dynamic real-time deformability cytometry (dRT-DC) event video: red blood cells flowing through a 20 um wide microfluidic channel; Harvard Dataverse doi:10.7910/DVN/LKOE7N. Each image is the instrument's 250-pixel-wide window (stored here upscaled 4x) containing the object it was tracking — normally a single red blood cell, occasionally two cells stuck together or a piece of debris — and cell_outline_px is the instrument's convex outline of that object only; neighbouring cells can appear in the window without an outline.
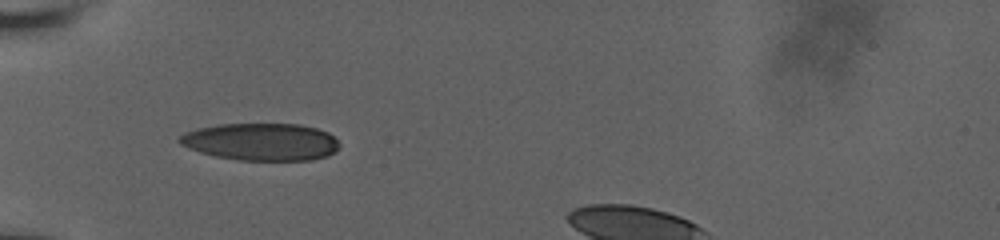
{"species": "human", "species_latin": "Homo sapiens", "temperature_condition": "room temperature", "stored_images_in_passage": 23, "segment_of_instrument_passage": [2, 2], "camera_frame_rate_fps": 3000, "um_per_image_px": 0.085, "donor": {"sex": "male"}, "frame": {"image": 1, "passage_image": 17, "time_ms": 5.667, "image_size_px": [1000, 240], "cell_outline_px": [[340, 148], [328, 156], [312, 160], [240, 160], [216, 156], [200, 152], [188, 148], [180, 144], [176, 140], [180, 136], [188, 132], [200, 128], [220, 124], [300, 124], [316, 128], [328, 132], [340, 144]], "centroid_in_image_um": [22.23, 12.06], "position_along_channel_um": 62.8, "area_um2": 34.74}}
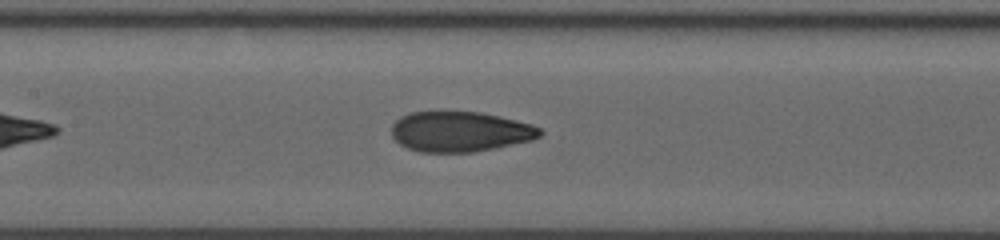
{"frame": {"image": 2, "passage_image": 23, "time_ms": 8.667, "image_size_px": [1000, 240], "cell_outline_px": [[544, 132], [540, 136], [532, 140], [472, 152], [420, 152], [408, 148], [400, 144], [392, 136], [392, 124], [400, 116], [408, 112], [440, 108], [480, 112], [500, 116], [532, 124], [540, 128]], "centroid_in_image_um": [39.05, 11.13], "position_along_channel_um": 168.3, "area_um2": 35.78}}